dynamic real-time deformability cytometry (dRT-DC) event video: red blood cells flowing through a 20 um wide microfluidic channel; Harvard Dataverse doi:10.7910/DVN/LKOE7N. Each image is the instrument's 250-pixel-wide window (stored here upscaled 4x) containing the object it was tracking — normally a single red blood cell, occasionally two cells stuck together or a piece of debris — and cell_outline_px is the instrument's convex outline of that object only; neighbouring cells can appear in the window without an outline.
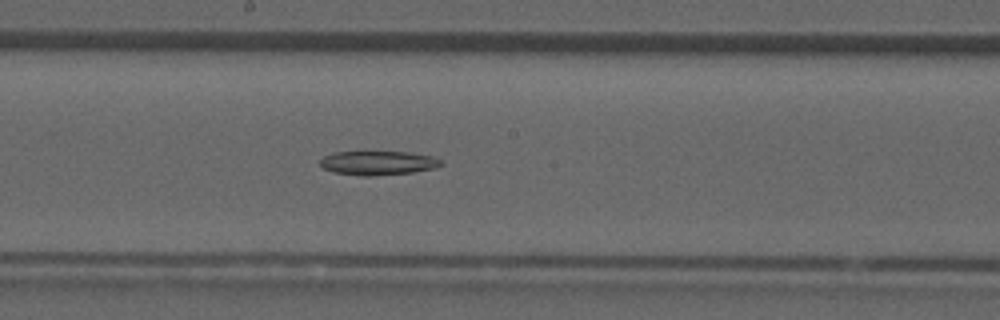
{"species": "common noctule bat (a hibernating species)", "species_latin": "Nyctalus noctula", "temperature_condition": "room temperature", "stored_images_in_passage": 37, "segment_of_instrument_passage": [2, 2], "camera_frame_rate_fps": 3000, "um_per_image_px": 0.085, "animal": {"sex": "male", "forearm_length_mm": 52.5}, "frame": {"image": 1, "passage_image": 21, "time_ms": 6.667, "image_size_px": [1000, 320], "cell_outline_px": [[444, 164], [436, 168], [412, 172], [372, 176], [364, 176], [332, 172], [324, 168], [320, 164], [320, 160], [324, 156], [332, 152], [412, 152], [432, 156], [440, 160]], "centroid_in_image_um": [32.14, 13.85], "position_along_channel_um": 216.1, "area_um2": 16.99}}
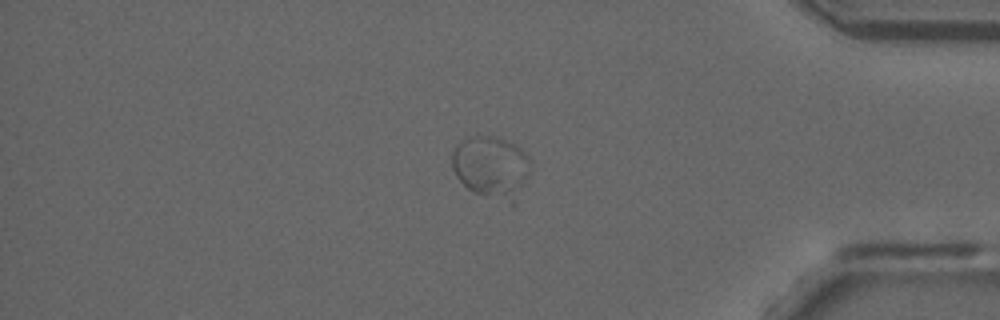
{"frame": {"image": 2, "passage_image": 33, "time_ms": 10.667, "image_size_px": [1000, 320], "cell_outline_px": [[532, 160], [528, 172], [516, 204], [512, 204], [472, 192], [456, 176], [452, 168], [452, 152], [456, 144], [476, 132], [496, 136], [508, 140], [516, 144]], "centroid_in_image_um": [41.76, 14.16], "position_along_channel_um": 393.4, "area_um2": 29.13}}